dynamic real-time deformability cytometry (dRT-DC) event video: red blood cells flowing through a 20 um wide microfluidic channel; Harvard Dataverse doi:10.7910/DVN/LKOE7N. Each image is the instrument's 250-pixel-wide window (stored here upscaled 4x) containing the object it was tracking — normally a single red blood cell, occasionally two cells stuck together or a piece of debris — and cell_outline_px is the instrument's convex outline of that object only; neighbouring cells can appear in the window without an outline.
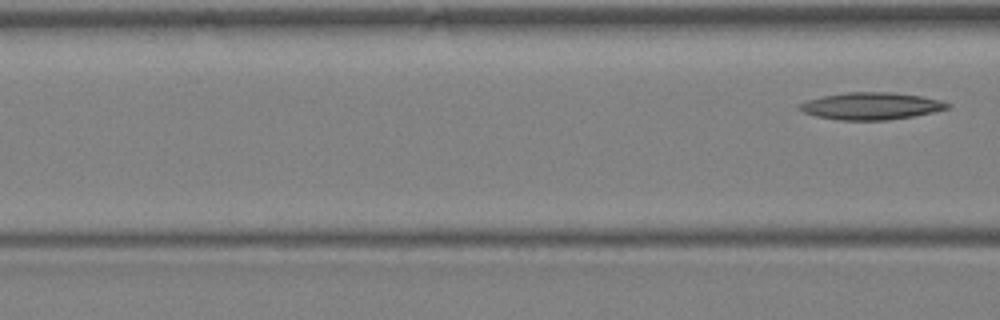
{"species": "Egyptian fruit bat (a non-hibernating species)", "species_latin": "Rousettus aegyptiacus", "temperature_condition": "warm", "stored_images_in_passage": 6, "segment_of_instrument_passage": [2, 2], "camera_frame_rate_fps": 3000, "um_per_image_px": 0.085, "animal": {"sex": "female"}, "frame": {"image": 1, "passage_image": 6, "time_ms": 6.0, "image_size_px": [1000, 320], "cell_outline_px": [[952, 108], [912, 116], [888, 120], [836, 120], [816, 116], [804, 112], [796, 108], [800, 104], [808, 100], [824, 96], [848, 92], [888, 92], [920, 96], [940, 100], [952, 104]], "centroid_in_image_um": [74.06, 9.02], "position_along_channel_um": 92.5, "area_um2": 23.29}}